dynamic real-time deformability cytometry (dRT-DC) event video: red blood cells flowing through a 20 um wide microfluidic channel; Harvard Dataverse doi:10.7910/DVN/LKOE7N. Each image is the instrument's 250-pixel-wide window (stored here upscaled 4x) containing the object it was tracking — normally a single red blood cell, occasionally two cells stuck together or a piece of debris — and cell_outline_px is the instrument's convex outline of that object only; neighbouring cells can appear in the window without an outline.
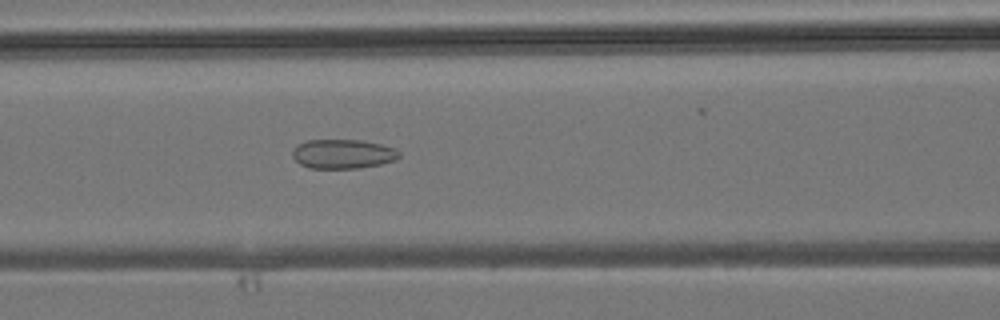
{"species": "common noctule bat (a hibernating species)", "species_latin": "Nyctalus noctula", "temperature_condition": "room temperature", "stored_images_in_passage": 34, "camera_frame_rate_fps": 3000, "um_per_image_px": 0.085, "animal": {"sex": "male", "body_mass_g": 19.2, "forearm_length_mm": 51.8}, "frame": {"image": 1, "passage_image": 10, "time_ms": 3.0, "image_size_px": [1000, 320], "cell_outline_px": [[400, 156], [396, 160], [380, 164], [360, 168], [308, 168], [300, 164], [292, 156], [292, 152], [296, 144], [308, 140], [360, 140], [380, 144], [396, 148], [400, 152]], "centroid_in_image_um": [29.15, 13.08], "position_along_channel_um": 137.5, "area_um2": 18.32}}
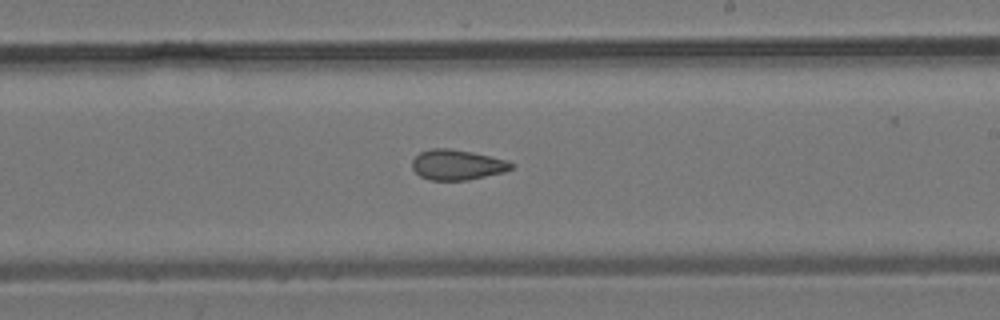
{"frame": {"image": 2, "passage_image": 17, "time_ms": 5.333, "image_size_px": [1000, 320], "cell_outline_px": [[516, 164], [512, 168], [504, 172], [468, 180], [432, 180], [420, 176], [412, 168], [412, 160], [420, 152], [432, 148], [448, 148], [472, 152], [508, 160]], "centroid_in_image_um": [38.88, 14.0], "position_along_channel_um": 250.1, "area_um2": 17.51}}
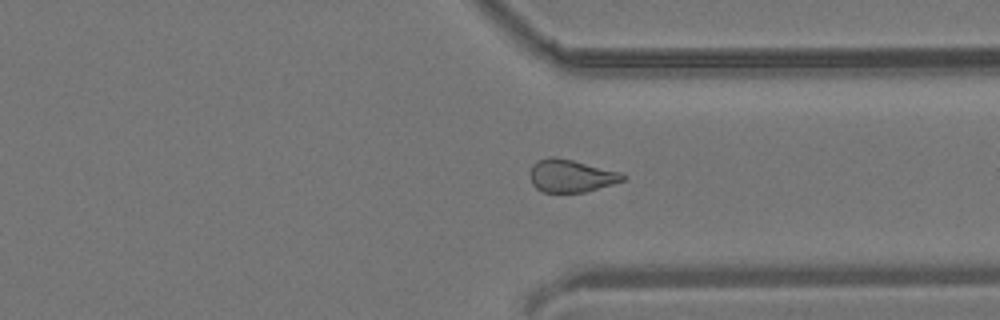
{"frame": {"image": 3, "passage_image": 24, "time_ms": 7.667, "image_size_px": [1000, 320], "cell_outline_px": [[628, 176], [624, 180], [612, 184], [584, 192], [544, 192], [536, 188], [532, 184], [528, 176], [528, 172], [532, 164], [536, 160], [552, 156], [556, 156], [620, 172]], "centroid_in_image_um": [48.48, 14.93], "position_along_channel_um": 362.9, "area_um2": 17.8}}